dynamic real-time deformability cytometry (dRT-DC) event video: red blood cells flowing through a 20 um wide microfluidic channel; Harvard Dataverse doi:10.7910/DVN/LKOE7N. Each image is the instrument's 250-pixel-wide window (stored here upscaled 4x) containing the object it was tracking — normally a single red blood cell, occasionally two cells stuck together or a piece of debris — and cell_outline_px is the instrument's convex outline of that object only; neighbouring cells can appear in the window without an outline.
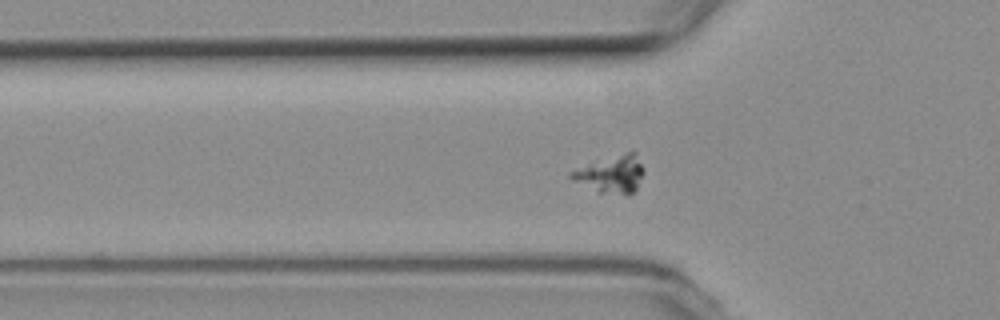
{"species": "common noctule bat (a hibernating species)", "species_latin": "Nyctalus noctula", "temperature_condition": "room temperature", "stored_images_in_passage": 58, "camera_frame_rate_fps": 3000, "um_per_image_px": 0.085, "animal": {"sex": "female", "body_mass_g": 19.3, "forearm_length_mm": 54.1}, "frame": {"image": 1, "passage_image": 19, "time_ms": 6.0, "image_size_px": [1000, 320], "cell_outline_px": [[644, 172], [636, 188], [632, 192], [600, 192], [572, 180], [568, 176], [568, 172], [628, 152], [636, 152], [644, 168]], "centroid_in_image_um": [51.97, 14.79], "position_along_channel_um": 73.8, "area_um2": 14.8}}
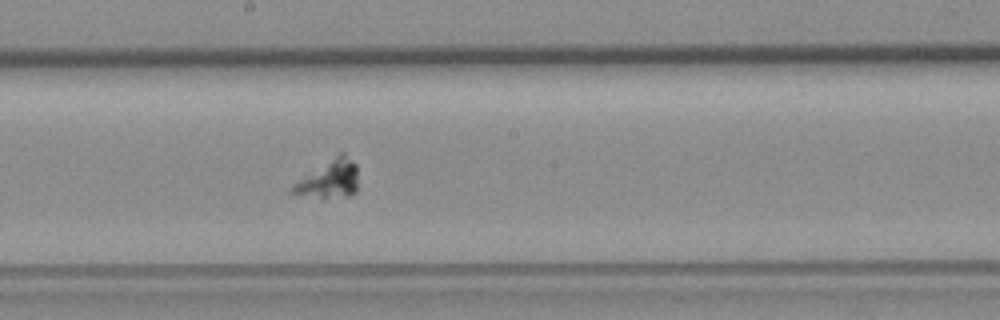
{"frame": {"image": 2, "passage_image": 31, "time_ms": 10.0, "image_size_px": [1000, 320], "cell_outline_px": [[356, 192], [352, 196], [324, 200], [288, 192], [288, 188], [292, 184], [340, 152], [344, 152], [356, 164]], "centroid_in_image_um": [27.95, 15.28], "position_along_channel_um": 220.2, "area_um2": 14.91}}
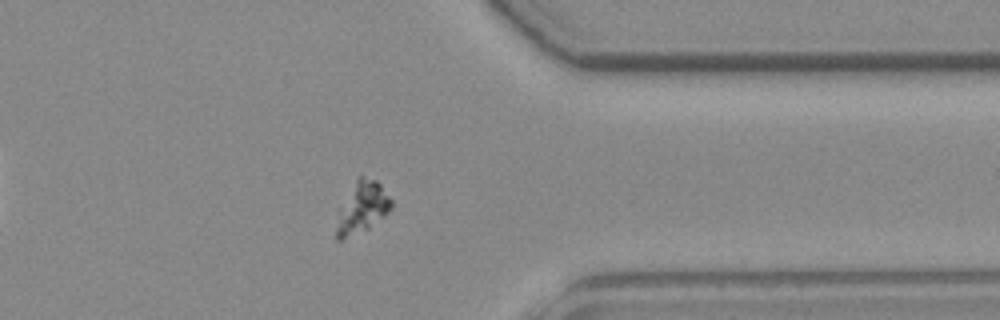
{"frame": {"image": 3, "passage_image": 45, "time_ms": 14.667, "image_size_px": [1000, 320], "cell_outline_px": [[392, 208], [384, 216], [368, 228], [340, 240], [336, 240], [336, 228], [356, 180], [360, 176], [364, 176], [376, 180], [380, 184], [392, 200]], "centroid_in_image_um": [30.88, 17.64], "position_along_channel_um": 380.5, "area_um2": 15.14}}